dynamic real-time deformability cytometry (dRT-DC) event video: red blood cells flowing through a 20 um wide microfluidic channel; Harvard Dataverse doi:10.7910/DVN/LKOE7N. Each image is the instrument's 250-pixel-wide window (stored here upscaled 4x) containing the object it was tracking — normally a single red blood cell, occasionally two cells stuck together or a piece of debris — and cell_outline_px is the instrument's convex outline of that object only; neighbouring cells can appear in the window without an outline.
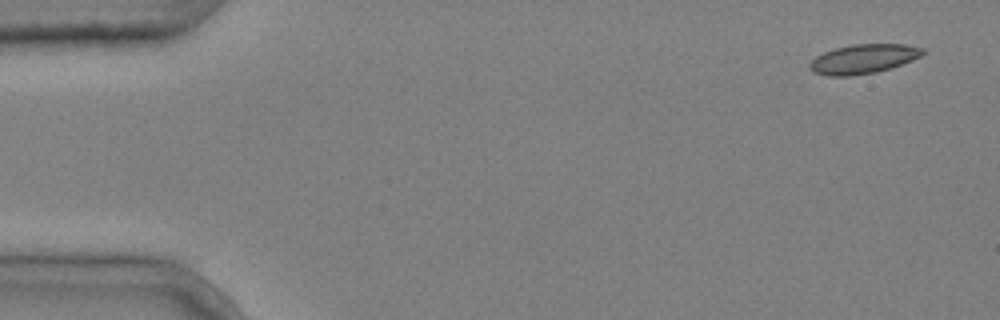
{"species": "common noctule bat (a hibernating species)", "species_latin": "Nyctalus noctula", "temperature_condition": "cold", "stored_images_in_passage": 6, "camera_frame_rate_fps": 3000, "um_per_image_px": 0.085, "animal": {"sex": "male", "body_mass_g": 20.4}, "frame": {"image": 1, "passage_image": 1, "time_ms": 0.0, "image_size_px": [1000, 320], "cell_outline_px": [[924, 52], [920, 56], [912, 60], [892, 68], [876, 72], [848, 76], [828, 76], [812, 72], [808, 68], [808, 64], [816, 56], [824, 52], [836, 48], [852, 44], [904, 44], [924, 48]], "centroid_in_image_um": [73.36, 5.01], "position_along_channel_um": 11.6, "area_um2": 19.36}}
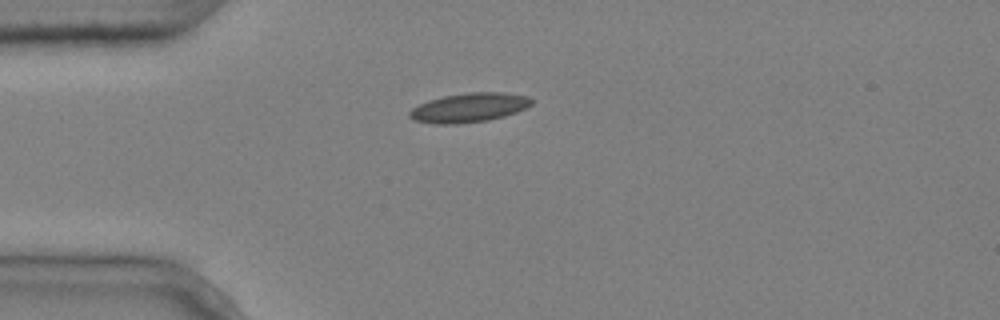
{"frame": {"image": 2, "passage_image": 4, "time_ms": 1.0, "image_size_px": [1000, 320], "cell_outline_px": [[532, 104], [516, 112], [504, 116], [488, 120], [456, 124], [436, 124], [412, 120], [408, 116], [408, 112], [412, 108], [428, 100], [444, 96], [468, 92], [504, 92], [528, 96], [532, 100]], "centroid_in_image_um": [39.84, 9.15], "position_along_channel_um": 45.2, "area_um2": 20.81}}